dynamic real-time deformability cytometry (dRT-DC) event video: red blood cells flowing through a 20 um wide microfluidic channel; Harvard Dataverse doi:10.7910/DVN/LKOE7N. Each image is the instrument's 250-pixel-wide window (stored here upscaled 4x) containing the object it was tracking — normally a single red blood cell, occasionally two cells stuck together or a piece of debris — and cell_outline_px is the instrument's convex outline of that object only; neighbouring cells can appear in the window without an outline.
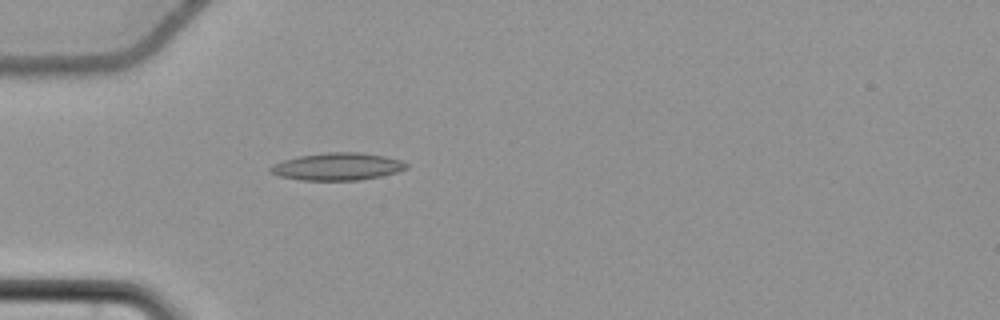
{"species": "common noctule bat (a hibernating species)", "species_latin": "Nyctalus noctula", "temperature_condition": "cold", "stored_images_in_passage": 40, "camera_frame_rate_fps": 3000, "um_per_image_px": 0.085, "animal": {"sex": "female", "body_mass_g": 22.7, "forearm_length_mm": 54.2}, "frame": {"image": 1, "passage_image": 1, "time_ms": 0.0, "image_size_px": [1000, 320], "cell_outline_px": [[408, 168], [396, 172], [380, 176], [360, 180], [300, 180], [280, 176], [268, 172], [268, 168], [272, 164], [284, 160], [300, 156], [328, 152], [360, 152], [384, 156], [400, 160], [408, 164]], "centroid_in_image_um": [28.66, 14.16], "position_along_channel_um": 56.3, "area_um2": 21.68}}
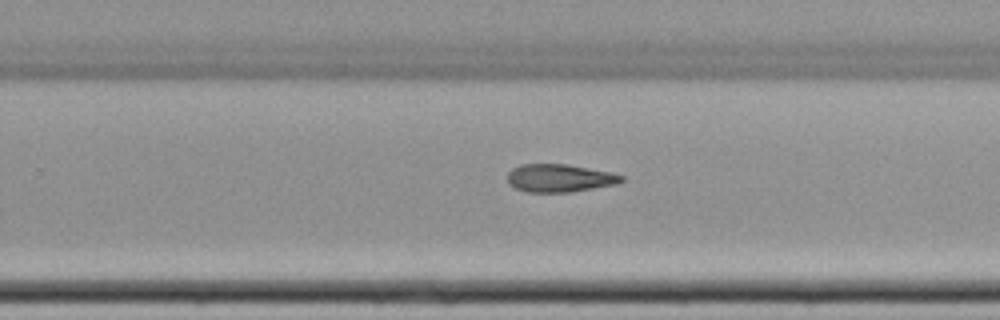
{"frame": {"image": 2, "passage_image": 20, "time_ms": 6.333, "image_size_px": [1000, 320], "cell_outline_px": [[624, 180], [616, 184], [572, 192], [528, 192], [516, 188], [508, 184], [508, 172], [512, 168], [520, 164], [568, 164], [612, 172], [624, 176]], "centroid_in_image_um": [47.57, 15.13], "position_along_channel_um": 282.2, "area_um2": 18.67}}
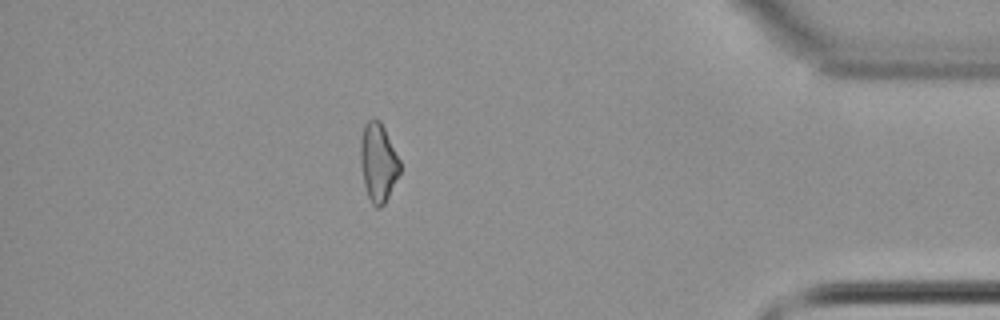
{"frame": {"image": 3, "passage_image": 33, "time_ms": 10.667, "image_size_px": [1000, 320], "cell_outline_px": [[400, 172], [384, 204], [380, 208], [376, 208], [372, 204], [368, 196], [364, 184], [360, 164], [360, 140], [364, 124], [372, 116], [376, 116], [380, 120], [400, 160]], "centroid_in_image_um": [32.13, 13.76], "position_along_channel_um": 403.1, "area_um2": 18.21}, "authors_computed_cell_mechanics": {"area_um2": 19.1318, "velocity_mm_per_s": 3.7142, "shape_relaxation_time_tau1_ms": null, "shape_relaxation_time_tau2_ms": 8.4669, "deformation_change_tau1": null, "deformation_change_tau2": 0.1825}}